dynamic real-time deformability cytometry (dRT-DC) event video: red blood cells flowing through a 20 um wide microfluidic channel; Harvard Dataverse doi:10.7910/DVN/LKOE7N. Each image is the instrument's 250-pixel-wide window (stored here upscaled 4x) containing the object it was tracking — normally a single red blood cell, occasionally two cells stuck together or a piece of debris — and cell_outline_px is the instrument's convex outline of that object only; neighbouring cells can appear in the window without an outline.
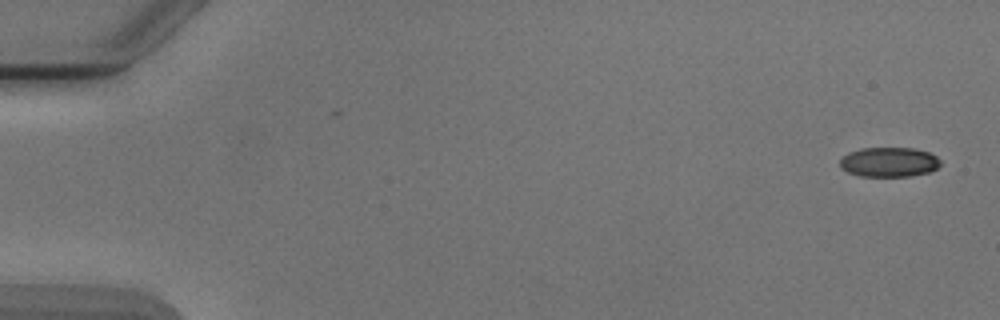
{"species": "Egyptian fruit bat (a non-hibernating species)", "species_latin": "Rousettus aegyptiacus", "temperature_condition": "cold", "stored_images_in_passage": 6, "camera_frame_rate_fps": 3000, "um_per_image_px": 0.085, "animal": {"sex": "male"}, "frame": {"image": 1, "passage_image": 1, "time_ms": 0.0, "image_size_px": [1000, 320], "cell_outline_px": [[940, 164], [932, 172], [912, 176], [860, 176], [848, 172], [840, 168], [840, 160], [848, 152], [860, 148], [916, 148], [928, 152], [936, 156], [940, 160]], "centroid_in_image_um": [75.58, 13.78], "position_along_channel_um": 9.4, "area_um2": 17.51}}